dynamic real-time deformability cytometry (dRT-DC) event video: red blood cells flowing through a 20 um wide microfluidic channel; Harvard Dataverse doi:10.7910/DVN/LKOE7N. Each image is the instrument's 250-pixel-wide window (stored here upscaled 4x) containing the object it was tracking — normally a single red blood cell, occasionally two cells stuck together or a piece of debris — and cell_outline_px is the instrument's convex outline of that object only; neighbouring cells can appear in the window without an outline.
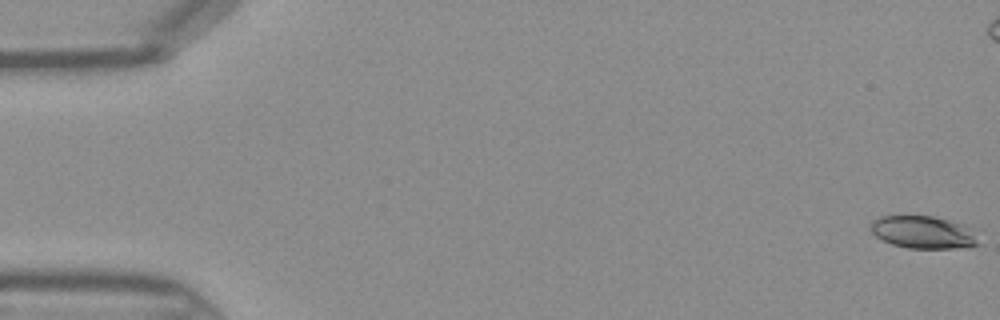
{"species": "Egyptian fruit bat (a non-hibernating species)", "species_latin": "Rousettus aegyptiacus", "temperature_condition": "warm", "stored_images_in_passage": 14, "camera_frame_rate_fps": 3000, "um_per_image_px": 0.085, "frame": {"image": 1, "passage_image": 1, "time_ms": 0.0, "image_size_px": [1000, 320], "cell_outline_px": [[984, 244], [968, 248], [908, 248], [892, 244], [876, 236], [872, 232], [872, 220], [880, 216], [932, 216], [980, 228]], "centroid_in_image_um": [78.72, 19.75], "position_along_channel_um": 6.3, "area_um2": 21.33}}